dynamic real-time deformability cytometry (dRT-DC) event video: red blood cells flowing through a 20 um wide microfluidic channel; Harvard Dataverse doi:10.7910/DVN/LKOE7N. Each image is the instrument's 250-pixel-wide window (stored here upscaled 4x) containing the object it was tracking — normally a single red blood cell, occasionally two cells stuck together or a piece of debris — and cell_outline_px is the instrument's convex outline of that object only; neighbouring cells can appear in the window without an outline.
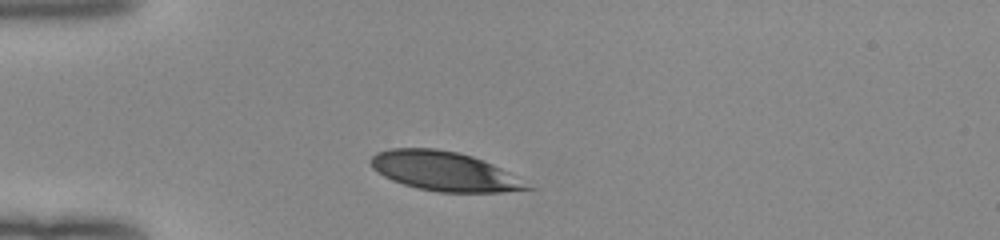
{"species": "human", "species_latin": "Homo sapiens", "temperature_condition": "room temperature", "stored_images_in_passage": 2, "camera_frame_rate_fps": 3000, "um_per_image_px": 0.085, "donor": {"sex": "female"}, "frame": {"image": 1, "passage_image": 1, "time_ms": 0.0, "image_size_px": [1000, 240], "cell_outline_px": [[512, 188], [432, 188], [392, 152], [448, 152], [464, 156], [476, 160]], "centroid_in_image_um": [38.29, 14.5], "position_along_channel_um": 46.7, "area_um2": 19.54}}